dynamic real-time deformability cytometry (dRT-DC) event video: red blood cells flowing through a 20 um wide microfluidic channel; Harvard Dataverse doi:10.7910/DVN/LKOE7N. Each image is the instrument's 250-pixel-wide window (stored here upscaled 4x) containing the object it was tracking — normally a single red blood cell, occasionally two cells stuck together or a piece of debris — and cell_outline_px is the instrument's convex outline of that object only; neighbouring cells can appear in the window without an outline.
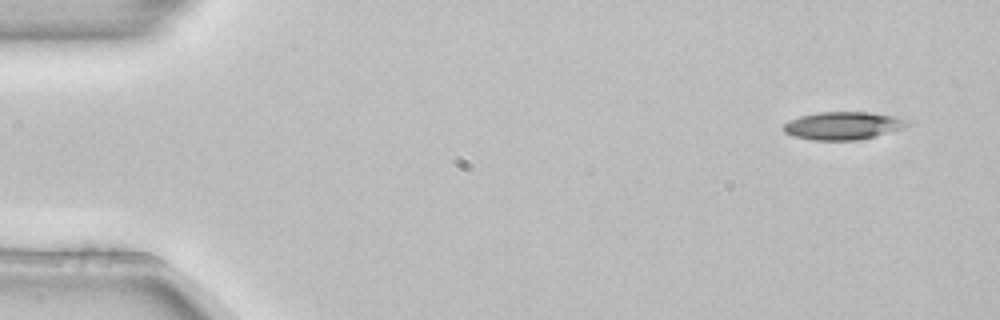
{"species": "common noctule bat (a hibernating species)", "species_latin": "Nyctalus noctula", "temperature_condition": "room temperature", "stored_images_in_passage": 4, "camera_frame_rate_fps": 3000, "um_per_image_px": 0.085, "animal": {"sex": "female", "body_mass_g": 22.7, "forearm_length_mm": 54.2}, "frame": {"image": 1, "passage_image": 1, "time_ms": 0.0, "image_size_px": [1000, 320], "cell_outline_px": [[908, 124], [904, 128], [876, 136], [860, 140], [812, 140], [792, 136], [784, 132], [784, 124], [800, 116], [820, 112], [868, 112], [896, 116], [908, 120]], "centroid_in_image_um": [71.68, 10.69], "position_along_channel_um": 13.3, "area_um2": 20.06}}
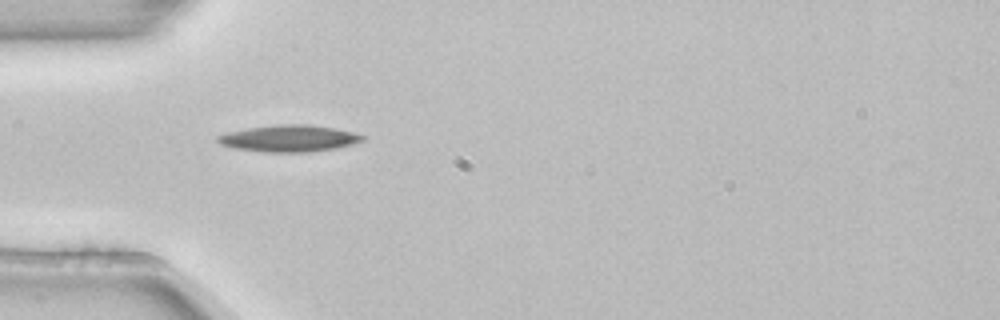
{"frame": {"image": 2, "passage_image": 4, "time_ms": 1.0, "image_size_px": [1000, 320], "cell_outline_px": [[368, 136], [364, 140], [352, 144], [336, 148], [308, 152], [264, 152], [232, 148], [220, 144], [216, 140], [216, 136], [228, 132], [248, 128], [280, 124], [308, 124], [336, 128]], "centroid_in_image_um": [24.58, 11.76], "position_along_channel_um": 60.4, "area_um2": 22.66}}